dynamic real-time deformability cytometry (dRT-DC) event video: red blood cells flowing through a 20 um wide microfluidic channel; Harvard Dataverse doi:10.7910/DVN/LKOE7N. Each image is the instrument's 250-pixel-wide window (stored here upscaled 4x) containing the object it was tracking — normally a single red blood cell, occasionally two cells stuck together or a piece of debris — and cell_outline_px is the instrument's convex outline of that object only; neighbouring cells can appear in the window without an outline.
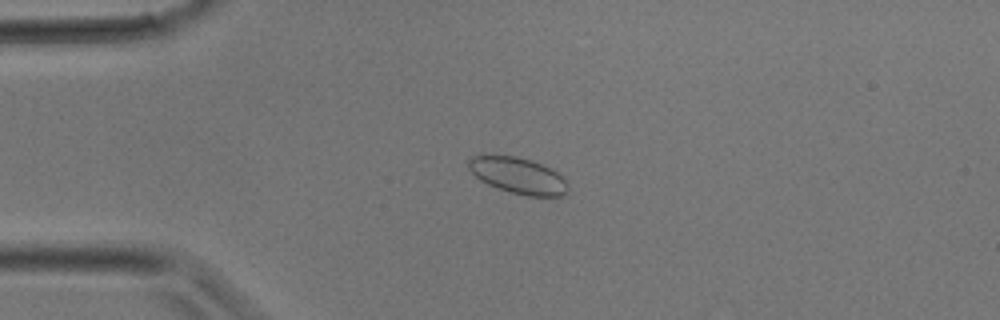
{"species": "common noctule bat (a hibernating species)", "species_latin": "Nyctalus noctula", "temperature_condition": "room temperature", "stored_images_in_passage": 31, "camera_frame_rate_fps": 3000, "um_per_image_px": 0.085, "animal": {"sex": "male", "body_mass_g": 17.9}, "frame": {"image": 1, "passage_image": 7, "time_ms": 2.0, "image_size_px": [1000, 320], "cell_outline_px": [[568, 192], [564, 196], [528, 196], [512, 192], [488, 184], [480, 180], [468, 168], [468, 160], [472, 156], [480, 152], [484, 152], [516, 156], [540, 164], [556, 172], [568, 184]], "centroid_in_image_um": [43.96, 14.88], "position_along_channel_um": 41.0, "area_um2": 21.15}}
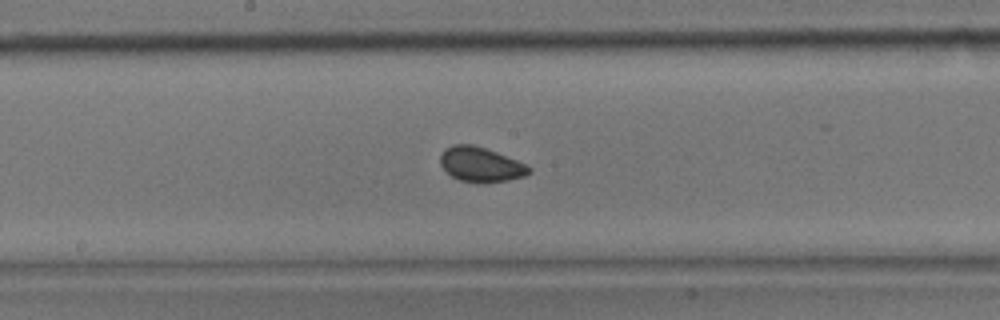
{"frame": {"image": 2, "passage_image": 16, "time_ms": 5.0, "image_size_px": [1000, 320], "cell_outline_px": [[532, 172], [524, 176], [508, 180], [480, 184], [460, 180], [452, 176], [440, 164], [440, 156], [444, 148], [452, 144], [472, 144], [496, 152], [516, 160], [532, 168]], "centroid_in_image_um": [40.85, 13.99], "position_along_channel_um": 207.4, "area_um2": 17.98}}
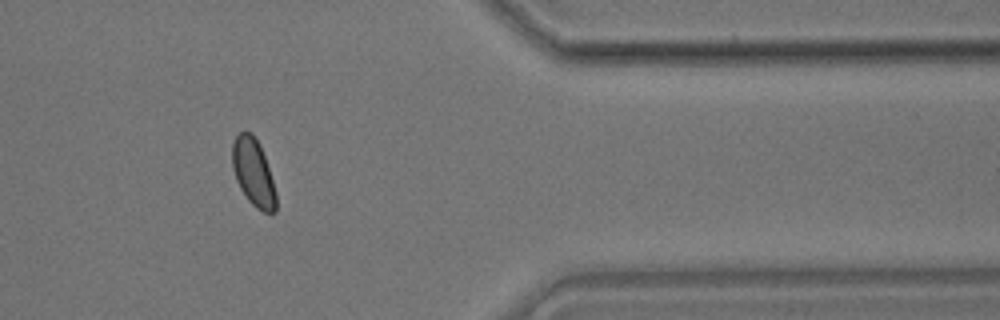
{"frame": {"image": 3, "passage_image": 26, "time_ms": 8.333, "image_size_px": [1000, 320], "cell_outline_px": [[276, 212], [264, 212], [256, 208], [248, 200], [240, 188], [236, 180], [232, 168], [232, 144], [236, 136], [240, 132], [252, 132], [260, 144], [276, 192]], "centroid_in_image_um": [21.52, 14.65], "position_along_channel_um": 389.9, "area_um2": 17.11}}